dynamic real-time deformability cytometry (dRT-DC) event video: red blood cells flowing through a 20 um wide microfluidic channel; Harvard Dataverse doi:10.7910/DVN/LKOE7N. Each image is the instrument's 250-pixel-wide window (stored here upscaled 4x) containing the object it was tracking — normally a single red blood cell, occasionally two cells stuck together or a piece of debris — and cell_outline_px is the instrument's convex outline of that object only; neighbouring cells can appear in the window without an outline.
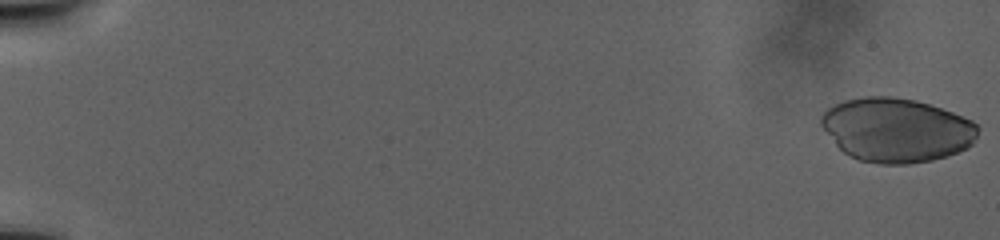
{"species": "human", "species_latin": "Homo sapiens", "temperature_condition": "warm", "stored_images_in_passage": 61, "camera_frame_rate_fps": 3000, "um_per_image_px": 0.085, "donor": {"sex": "male"}, "frame": {"image": 1, "passage_image": 1, "time_ms": 0.0, "image_size_px": [1000, 240], "cell_outline_px": [[980, 128], [972, 144], [968, 148], [948, 156], [932, 160], [908, 164], [880, 164], [860, 160], [844, 152], [836, 144], [820, 124], [820, 116], [828, 108], [844, 100], [864, 96], [892, 96], [916, 100], [952, 112], [972, 120]], "centroid_in_image_um": [76.22, 11.05], "position_along_channel_um": 8.8, "area_um2": 58.49}}
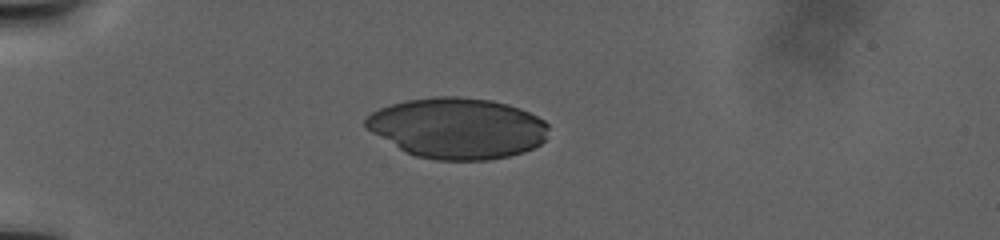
{"frame": {"image": 2, "passage_image": 53, "time_ms": 12.333, "image_size_px": [1000, 240], "cell_outline_px": [[548, 128], [544, 140], [540, 144], [524, 152], [508, 156], [488, 160], [436, 160], [416, 156], [400, 148], [364, 128], [364, 120], [372, 112], [380, 108], [404, 100], [436, 96], [460, 96], [492, 100], [508, 104], [520, 108], [544, 120], [548, 124]], "centroid_in_image_um": [38.88, 10.88], "position_along_channel_um": 46.1, "area_um2": 64.79}}